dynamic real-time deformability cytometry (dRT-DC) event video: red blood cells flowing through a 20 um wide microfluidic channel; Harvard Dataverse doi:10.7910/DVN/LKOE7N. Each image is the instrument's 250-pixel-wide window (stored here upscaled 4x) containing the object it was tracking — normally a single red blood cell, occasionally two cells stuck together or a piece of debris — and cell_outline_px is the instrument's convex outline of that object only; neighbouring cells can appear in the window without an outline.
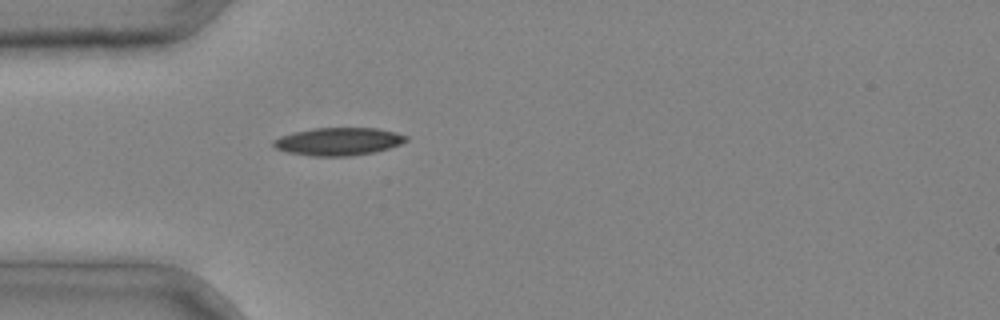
{"species": "common noctule bat (a hibernating species)", "species_latin": "Nyctalus noctula", "temperature_condition": "cold", "stored_images_in_passage": 1, "camera_frame_rate_fps": 3000, "um_per_image_px": 0.085, "animal": {"sex": "male", "body_mass_g": 20.4}, "frame": {"image": 1, "passage_image": 1, "time_ms": 0.0, "image_size_px": [1000, 320], "cell_outline_px": [[408, 140], [400, 144], [376, 152], [348, 156], [312, 156], [288, 152], [276, 148], [272, 144], [272, 140], [280, 136], [292, 132], [312, 128], [376, 128], [396, 132], [408, 136]], "centroid_in_image_um": [28.76, 12.02], "position_along_channel_um": 56.2, "area_um2": 21.56}}